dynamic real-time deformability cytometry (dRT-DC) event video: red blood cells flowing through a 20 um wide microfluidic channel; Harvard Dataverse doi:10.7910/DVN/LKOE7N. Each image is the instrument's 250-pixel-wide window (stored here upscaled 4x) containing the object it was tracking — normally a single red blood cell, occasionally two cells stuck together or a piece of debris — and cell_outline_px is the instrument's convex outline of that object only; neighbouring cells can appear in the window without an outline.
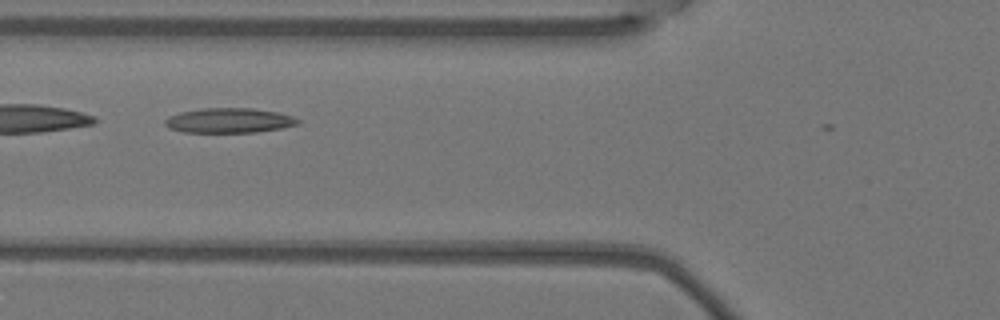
{"species": "Egyptian fruit bat (a non-hibernating species)", "species_latin": "Rousettus aegyptiacus", "temperature_condition": "warm", "stored_images_in_passage": 4, "camera_frame_rate_fps": 3000, "um_per_image_px": 0.085, "animal": {"sex": "female"}, "frame": {"image": 1, "passage_image": 3, "time_ms": 0.667, "image_size_px": [1000, 320], "cell_outline_px": [[300, 120], [296, 124], [280, 128], [256, 132], [184, 132], [168, 128], [164, 124], [164, 120], [168, 116], [180, 112], [200, 108], [252, 108], [276, 112], [292, 116]], "centroid_in_image_um": [19.4, 10.23], "position_along_channel_um": 106.4, "area_um2": 19.13}}